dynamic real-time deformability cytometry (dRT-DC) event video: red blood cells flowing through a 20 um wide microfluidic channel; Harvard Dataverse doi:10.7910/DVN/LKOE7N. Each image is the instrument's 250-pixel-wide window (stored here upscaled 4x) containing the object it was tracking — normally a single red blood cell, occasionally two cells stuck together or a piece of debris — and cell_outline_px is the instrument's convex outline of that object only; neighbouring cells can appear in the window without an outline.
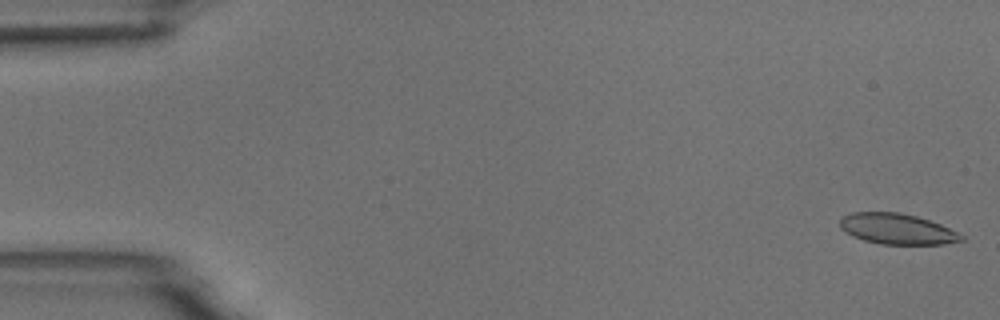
{"species": "common noctule bat (a hibernating species)", "species_latin": "Nyctalus noctula", "temperature_condition": "room temperature", "stored_images_in_passage": 53, "camera_frame_rate_fps": 3000, "um_per_image_px": 0.085, "animal": {"sex": "male", "body_mass_g": 18.8}, "frame": {"image": 1, "passage_image": 1, "time_ms": 0.0, "image_size_px": [1000, 320], "cell_outline_px": [[964, 240], [944, 244], [880, 244], [864, 240], [852, 236], [844, 232], [840, 228], [840, 216], [852, 212], [900, 212], [916, 216], [940, 224], [964, 236]], "centroid_in_image_um": [76.2, 19.45], "position_along_channel_um": 8.8, "area_um2": 21.73}}
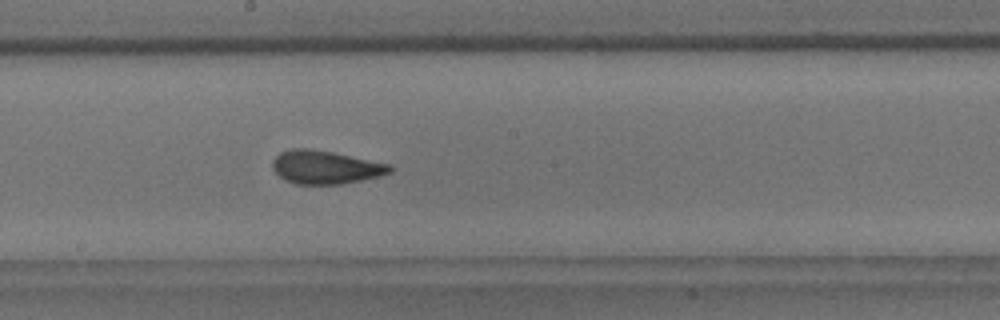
{"frame": {"image": 2, "passage_image": 29, "time_ms": 9.333, "image_size_px": [1000, 320], "cell_outline_px": [[396, 168], [392, 172], [380, 176], [340, 184], [296, 184], [284, 180], [272, 168], [272, 160], [280, 152], [292, 148], [308, 148], [332, 152], [392, 164]], "centroid_in_image_um": [27.69, 14.21], "position_along_channel_um": 220.5, "area_um2": 22.95}}
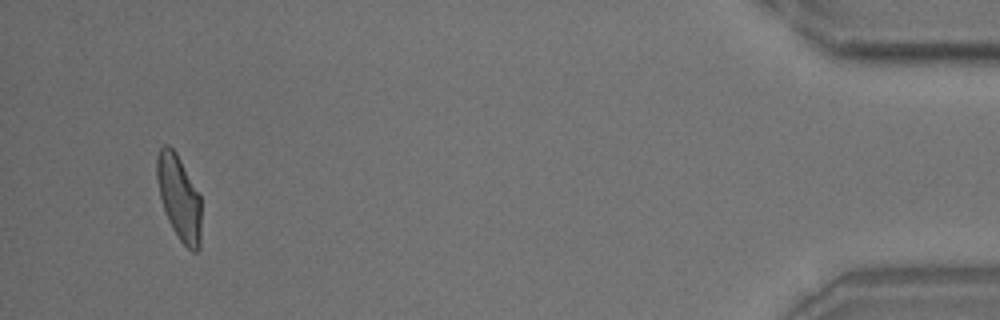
{"frame": {"image": 3, "passage_image": 51, "time_ms": 16.667, "image_size_px": [1000, 320], "cell_outline_px": [[200, 248], [196, 252], [192, 252], [180, 240], [172, 228], [168, 220], [160, 196], [156, 180], [156, 156], [160, 148], [164, 144], [168, 144], [176, 152], [200, 196]], "centroid_in_image_um": [15.2, 16.78], "position_along_channel_um": 420.0, "area_um2": 21.79}, "authors_computed_cell_mechanics": {"area_um2": 22.4842, "velocity_mm_per_s": 3.7561, "shape_relaxation_time_tau1_ms": 5.7391, "shape_relaxation_time_tau2_ms": 1.2602, "deformation_change_tau1": 0.16, "deformation_change_tau2": 0.0775}}